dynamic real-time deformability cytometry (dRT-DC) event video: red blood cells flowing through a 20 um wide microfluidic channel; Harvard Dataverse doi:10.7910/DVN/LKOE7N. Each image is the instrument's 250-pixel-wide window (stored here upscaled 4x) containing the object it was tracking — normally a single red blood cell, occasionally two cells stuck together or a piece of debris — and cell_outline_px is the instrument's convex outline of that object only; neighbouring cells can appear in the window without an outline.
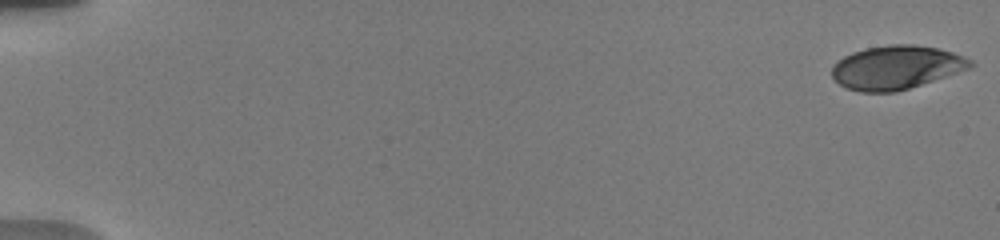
{"species": "human", "species_latin": "Homo sapiens", "temperature_condition": "warm", "stored_images_in_passage": 64, "camera_frame_rate_fps": 3000, "um_per_image_px": 0.085, "donor": {"sex": "male"}, "frame": {"image": 1, "passage_image": 1, "time_ms": 0.0, "image_size_px": [1000, 240], "cell_outline_px": [[976, 64], [972, 68], [896, 92], [860, 92], [848, 88], [840, 84], [832, 76], [832, 64], [836, 60], [852, 52], [868, 48], [888, 44], [912, 44], [936, 48], [952, 52], [964, 56], [972, 60]], "centroid_in_image_um": [76.19, 5.72], "position_along_channel_um": 8.8, "area_um2": 35.26}}
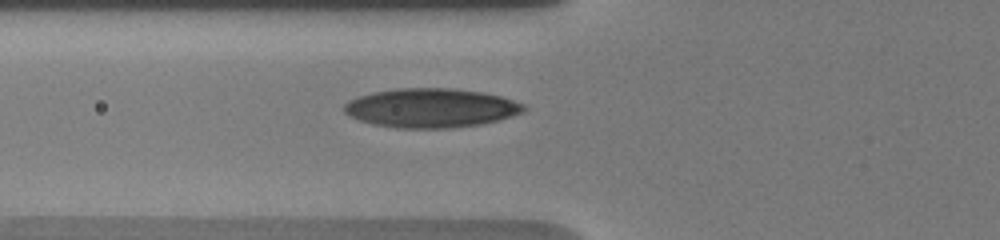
{"frame": {"image": 2, "passage_image": 26, "time_ms": 7.0, "image_size_px": [1000, 240], "cell_outline_px": [[528, 108], [524, 112], [500, 120], [480, 124], [452, 128], [396, 128], [372, 124], [348, 116], [344, 112], [344, 104], [348, 100], [372, 92], [396, 88], [452, 88], [484, 92], [500, 96], [524, 104]], "centroid_in_image_um": [36.64, 9.18], "position_along_channel_um": 89.2, "area_um2": 41.27}}
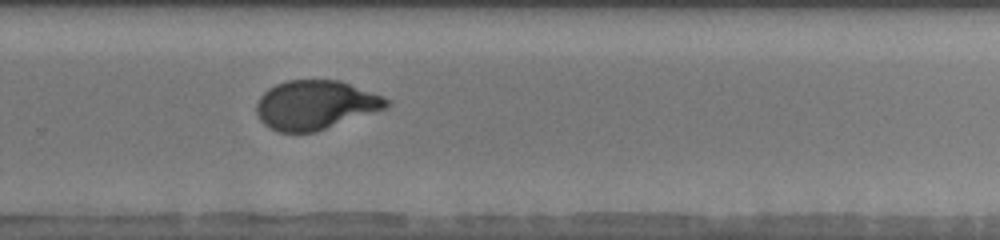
{"frame": {"image": 3, "passage_image": 44, "time_ms": 12.667, "image_size_px": [1000, 240], "cell_outline_px": [[392, 104], [388, 108], [316, 132], [276, 132], [268, 128], [260, 120], [256, 112], [256, 104], [260, 96], [268, 88], [276, 84], [288, 80], [340, 80], [384, 96], [392, 100]], "centroid_in_image_um": [26.84, 8.92], "position_along_channel_um": 303.0, "area_um2": 37.69}, "authors_computed_cell_mechanics": {"area_um2": 37.5411, "velocity_mm_per_s": 3.7636, "shape_relaxation_time_tau1_ms": 4.767, "shape_relaxation_time_tau2_ms": null, "deformation_change_tau1": 0.2081, "deformation_change_tau2": null}}